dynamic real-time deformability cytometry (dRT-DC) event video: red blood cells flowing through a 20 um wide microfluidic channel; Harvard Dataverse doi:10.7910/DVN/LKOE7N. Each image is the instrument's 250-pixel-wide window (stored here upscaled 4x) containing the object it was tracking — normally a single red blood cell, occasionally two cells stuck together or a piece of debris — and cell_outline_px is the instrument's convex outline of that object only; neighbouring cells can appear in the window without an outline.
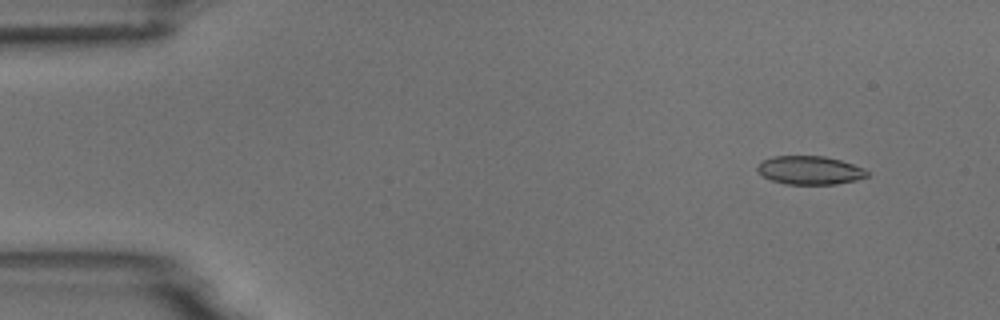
{"species": "common noctule bat (a hibernating species)", "species_latin": "Nyctalus noctula", "temperature_condition": "room temperature", "stored_images_in_passage": 5, "camera_frame_rate_fps": 3000, "um_per_image_px": 0.085, "animal": {"sex": "male", "body_mass_g": 18.8}, "frame": {"image": 1, "passage_image": 1, "time_ms": 0.0, "image_size_px": [1000, 320], "cell_outline_px": [[868, 176], [856, 180], [836, 184], [788, 184], [772, 180], [764, 176], [756, 168], [764, 160], [772, 156], [824, 156], [840, 160], [864, 168], [868, 172]], "centroid_in_image_um": [68.86, 14.47], "position_along_channel_um": 16.1, "area_um2": 17.98}}